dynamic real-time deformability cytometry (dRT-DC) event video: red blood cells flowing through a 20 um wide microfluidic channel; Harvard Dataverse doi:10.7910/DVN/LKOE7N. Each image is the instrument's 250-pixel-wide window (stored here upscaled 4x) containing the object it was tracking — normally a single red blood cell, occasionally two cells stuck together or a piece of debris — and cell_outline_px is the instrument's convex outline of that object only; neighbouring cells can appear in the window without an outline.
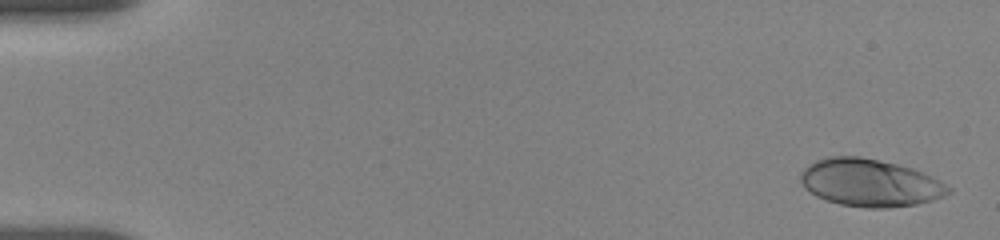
{"species": "human", "species_latin": "Homo sapiens", "temperature_condition": "room temperature", "stored_images_in_passage": 60, "camera_frame_rate_fps": 3000, "um_per_image_px": 0.085, "donor": {"sex": "female"}, "frame": {"image": 1, "passage_image": 2, "time_ms": 0.333, "image_size_px": [1000, 240], "cell_outline_px": [[952, 192], [944, 196], [932, 200], [916, 204], [888, 208], [868, 208], [840, 204], [816, 196], [800, 180], [800, 172], [808, 164], [816, 160], [828, 156], [860, 156], [896, 164], [912, 168], [932, 176], [940, 180], [952, 188]], "centroid_in_image_um": [73.97, 15.53], "position_along_channel_um": 11.0, "area_um2": 40.81}}
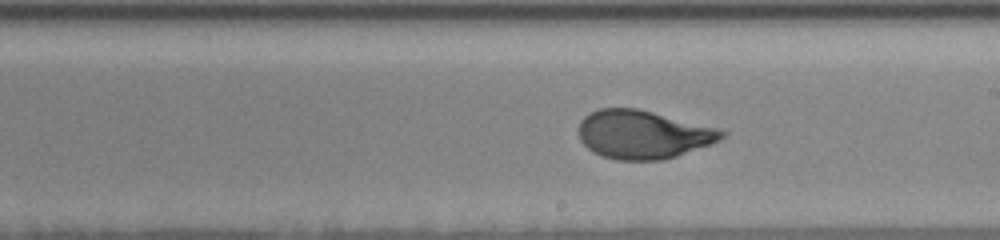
{"frame": {"image": 2, "passage_image": 30, "time_ms": 10.333, "image_size_px": [1000, 240], "cell_outline_px": [[728, 132], [720, 140], [712, 144], [676, 156], [660, 160], [616, 160], [604, 156], [588, 148], [580, 140], [580, 120], [584, 116], [600, 108], [636, 108], [716, 128]], "centroid_in_image_um": [54.66, 11.43], "position_along_channel_um": 234.3, "area_um2": 39.88}}
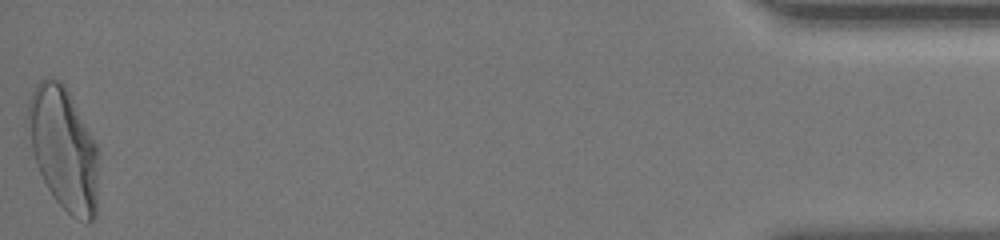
{"frame": {"image": 3, "passage_image": 60, "time_ms": 18.0, "image_size_px": [1000, 240], "cell_outline_px": [[96, 216], [88, 224], [72, 216], [56, 200], [48, 188], [36, 164], [24, 128], [28, 100], [36, 84], [40, 80], [52, 76], [60, 80], [68, 88], [96, 144]], "centroid_in_image_um": [5.34, 12.56], "position_along_channel_um": 429.9, "area_um2": 50.75}, "authors_computed_cell_mechanics": {"area_um2": 40.46, "velocity_mm_per_s": 3.6472, "shape_relaxation_time_tau1_ms": 3.2269, "shape_relaxation_time_tau2_ms": null, "deformation_change_tau1": 0.1531, "deformation_change_tau2": null}}